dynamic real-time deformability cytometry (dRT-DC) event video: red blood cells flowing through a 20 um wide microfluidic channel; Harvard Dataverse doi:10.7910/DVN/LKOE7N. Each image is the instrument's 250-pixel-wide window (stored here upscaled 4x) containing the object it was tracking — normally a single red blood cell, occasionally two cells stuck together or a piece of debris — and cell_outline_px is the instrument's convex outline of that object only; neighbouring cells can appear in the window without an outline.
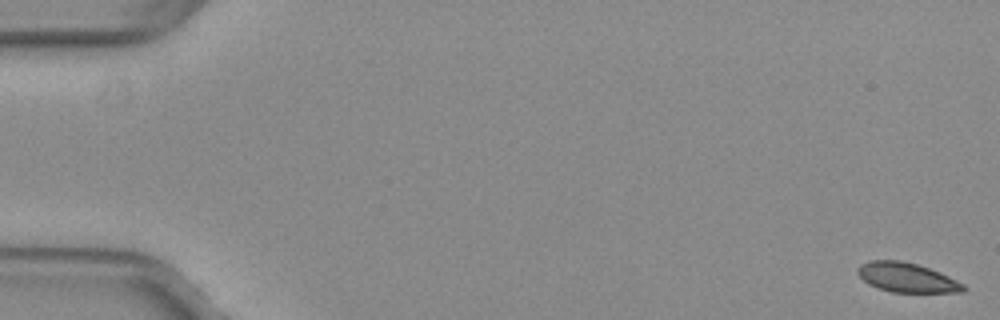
{"species": "common noctule bat (a hibernating species)", "species_latin": "Nyctalus noctula", "temperature_condition": "warm", "stored_images_in_passage": 53, "camera_frame_rate_fps": 3000, "um_per_image_px": 0.085, "animal": {"sex": "female", "body_mass_g": 29.2, "forearm_length_mm": 56.3}, "frame": {"image": 1, "passage_image": 1, "time_ms": 0.0, "image_size_px": [1000, 320], "cell_outline_px": [[968, 288], [964, 292], [892, 292], [868, 284], [856, 272], [856, 268], [860, 264], [868, 260], [900, 260], [916, 264], [940, 272], [964, 284]], "centroid_in_image_um": [77.07, 23.58], "position_along_channel_um": 7.9, "area_um2": 18.15}}
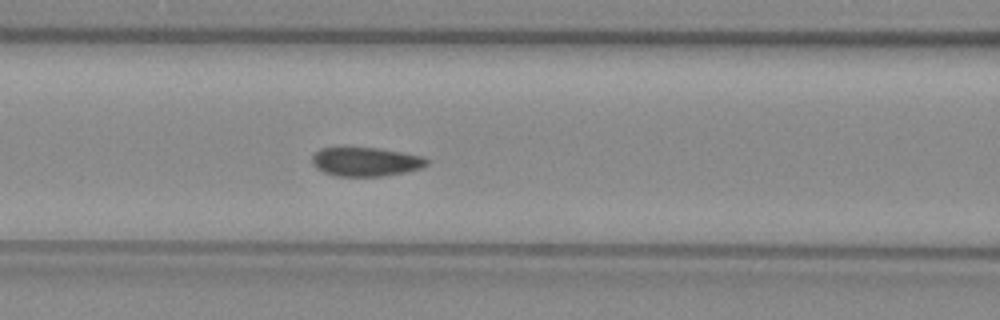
{"frame": {"image": 2, "passage_image": 23, "time_ms": 7.333, "image_size_px": [1000, 320], "cell_outline_px": [[428, 164], [420, 168], [404, 172], [384, 176], [336, 176], [324, 172], [316, 168], [312, 164], [312, 156], [320, 148], [376, 148], [400, 152], [420, 156], [428, 160]], "centroid_in_image_um": [31.05, 13.76], "position_along_channel_um": 135.6, "area_um2": 19.07}}
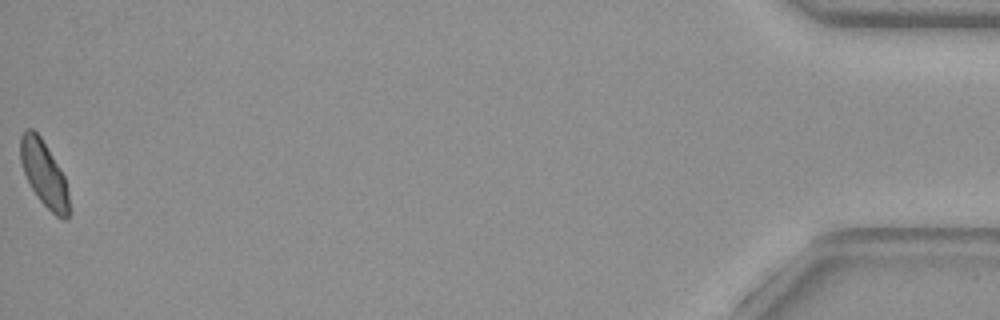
{"frame": {"image": 3, "passage_image": 53, "time_ms": 17.333, "image_size_px": [1000, 320], "cell_outline_px": [[68, 216], [64, 220], [56, 216], [36, 196], [24, 172], [20, 160], [20, 136], [24, 128], [32, 128], [40, 136], [64, 176], [68, 192]], "centroid_in_image_um": [3.71, 14.74], "position_along_channel_um": 431.5, "area_um2": 18.21}, "authors_computed_cell_mechanics": {"area_um2": 19.4208, "velocity_mm_per_s": 3.9778, "shape_relaxation_time_tau1_ms": 4.9796, "shape_relaxation_time_tau2_ms": null, "deformation_change_tau1": 0.0889, "deformation_change_tau2": null}}